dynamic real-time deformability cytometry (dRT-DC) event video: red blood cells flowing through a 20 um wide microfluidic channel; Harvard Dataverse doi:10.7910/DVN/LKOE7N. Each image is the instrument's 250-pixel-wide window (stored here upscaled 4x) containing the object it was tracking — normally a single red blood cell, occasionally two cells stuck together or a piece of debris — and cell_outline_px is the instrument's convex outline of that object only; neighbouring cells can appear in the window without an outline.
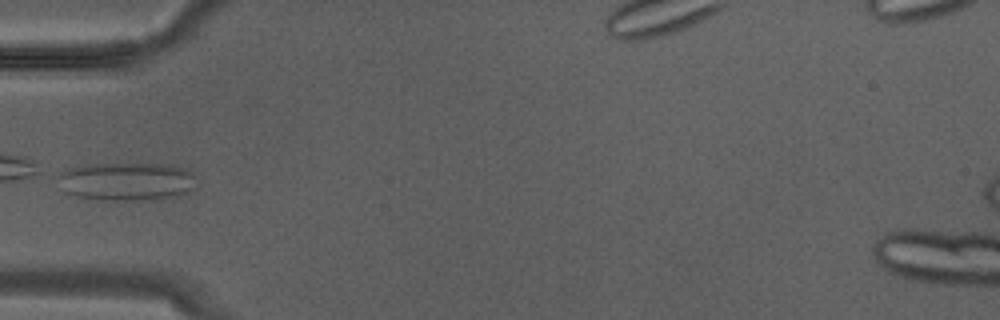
{"species": "Egyptian fruit bat (a non-hibernating species)", "species_latin": "Rousettus aegyptiacus", "temperature_condition": "warm", "stored_images_in_passage": 2, "camera_frame_rate_fps": 3000, "um_per_image_px": 0.085, "animal": {"sex": "male"}, "frame": {"image": 1, "passage_image": 1, "time_ms": 0.0, "image_size_px": [1000, 320], "cell_outline_px": [[192, 188], [180, 196], [160, 200], [96, 200], [64, 192], [56, 176], [68, 168], [84, 164], [172, 164], [184, 168], [192, 172]], "centroid_in_image_um": [10.73, 15.43], "position_along_channel_um": 74.3, "area_um2": 31.1}}